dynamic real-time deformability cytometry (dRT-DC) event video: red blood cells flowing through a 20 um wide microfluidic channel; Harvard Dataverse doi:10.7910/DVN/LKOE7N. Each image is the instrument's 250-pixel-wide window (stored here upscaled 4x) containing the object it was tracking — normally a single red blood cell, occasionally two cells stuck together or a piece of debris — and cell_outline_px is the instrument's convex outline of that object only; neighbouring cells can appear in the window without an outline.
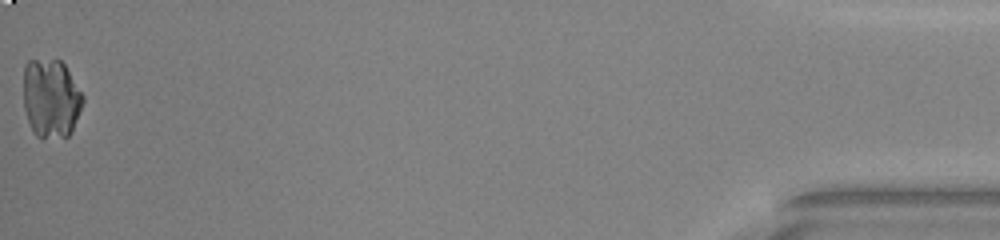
{"species": "common noctule bat (a hibernating species)", "species_latin": "Nyctalus noctula", "temperature_condition": "warm", "stored_images_in_passage": 36, "camera_frame_rate_fps": 3000, "um_per_image_px": 0.085, "animal": {"sex": "male", "body_mass_g": 20.0, "forearm_length_mm": 53.3}, "frame": {"image": 1, "passage_image": 36, "time_ms": 11.667, "image_size_px": [1000, 240], "cell_outline_px": [[84, 100], [72, 132], [68, 136], [36, 136], [32, 132], [24, 108], [24, 64], [28, 60], [60, 60], [64, 64], [84, 96]], "centroid_in_image_um": [4.33, 8.34], "position_along_channel_um": 430.9, "area_um2": 27.17}}